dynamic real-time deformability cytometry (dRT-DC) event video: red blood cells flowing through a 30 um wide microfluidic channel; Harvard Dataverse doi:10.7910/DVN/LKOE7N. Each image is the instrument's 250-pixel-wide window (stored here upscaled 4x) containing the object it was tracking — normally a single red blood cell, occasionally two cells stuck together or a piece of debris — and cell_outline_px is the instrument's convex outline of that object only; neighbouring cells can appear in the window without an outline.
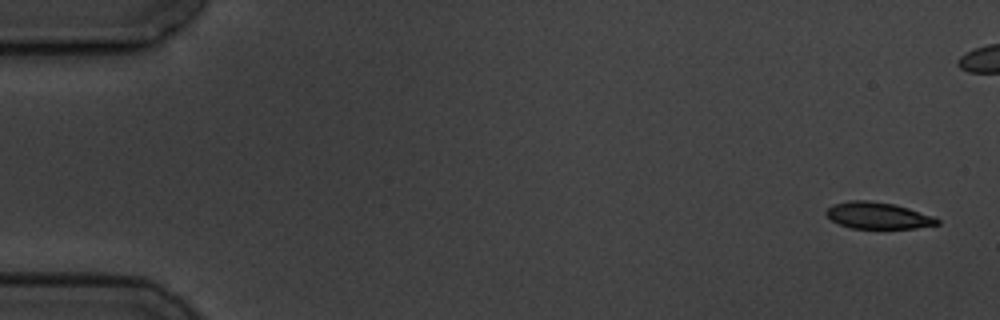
{"species": "common noctule bat (a hibernating species)", "species_latin": "Nyctalus noctula", "temperature_condition": "cold", "stored_images_in_passage": 6, "camera_frame_rate_fps": 3000, "um_per_image_px": 0.085, "animal": {"sex": "male", "body_mass_g": 19.5, "forearm_length_mm": 54.6}, "frame": {"image": 1, "passage_image": 1, "time_ms": 0.0, "image_size_px": [1000, 320], "cell_outline_px": [[940, 224], [916, 228], [852, 228], [840, 224], [832, 220], [824, 212], [832, 204], [848, 200], [868, 200], [896, 204], [936, 216], [940, 220]], "centroid_in_image_um": [74.67, 18.31], "position_along_channel_um": 10.3, "area_um2": 17.4}}
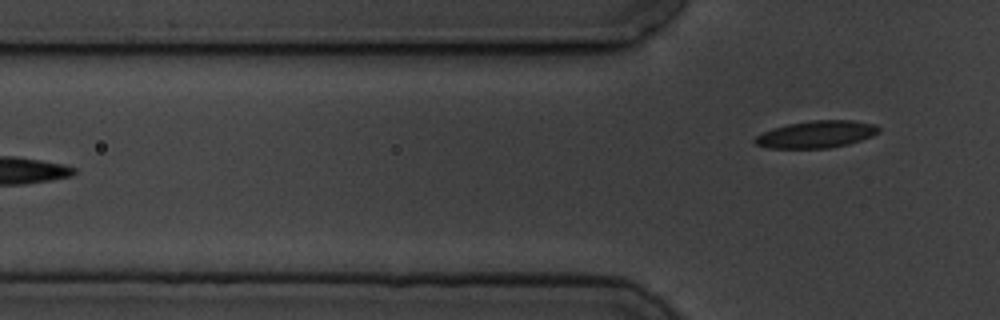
{"frame": {"image": 2, "passage_image": 6, "time_ms": 7.0, "image_size_px": [1000, 320], "cell_outline_px": [[880, 132], [872, 136], [848, 144], [828, 148], [768, 148], [756, 144], [752, 140], [756, 136], [764, 132], [788, 124], [812, 120], [852, 120], [876, 124], [880, 128]], "centroid_in_image_um": [69.42, 11.41], "position_along_channel_um": 56.4, "area_um2": 19.48}}